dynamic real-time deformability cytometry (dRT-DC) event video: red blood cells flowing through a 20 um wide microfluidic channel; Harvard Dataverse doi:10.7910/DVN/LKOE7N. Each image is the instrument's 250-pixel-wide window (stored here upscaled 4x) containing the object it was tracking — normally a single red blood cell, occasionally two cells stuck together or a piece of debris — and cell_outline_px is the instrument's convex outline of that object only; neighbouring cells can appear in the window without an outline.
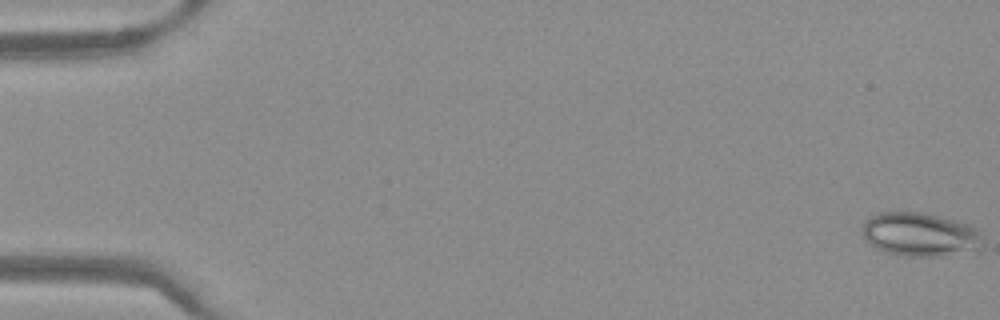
{"species": "Egyptian fruit bat (a non-hibernating species)", "species_latin": "Rousettus aegyptiacus", "temperature_condition": "warm", "stored_images_in_passage": 51, "camera_frame_rate_fps": 3000, "um_per_image_px": 0.085, "frame": {"image": 1, "passage_image": 1, "time_ms": 0.0, "image_size_px": [1000, 320], "cell_outline_px": [[984, 248], [980, 252], [940, 256], [904, 256], [888, 252], [876, 248], [864, 236], [860, 228], [872, 216], [880, 212], [924, 212], [956, 220], [968, 224], [976, 228], [980, 232], [984, 244]], "centroid_in_image_um": [78.32, 19.95], "position_along_channel_um": 6.7, "area_um2": 31.15}}
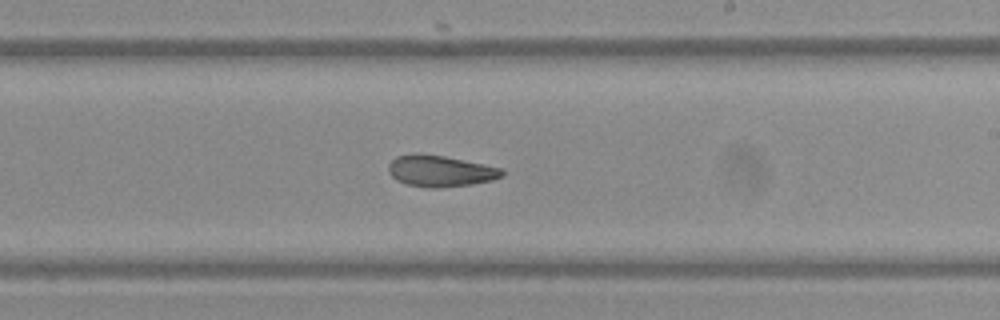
{"frame": {"image": 2, "passage_image": 31, "time_ms": 10.0, "image_size_px": [1000, 320], "cell_outline_px": [[504, 176], [492, 180], [472, 184], [432, 188], [428, 188], [408, 184], [396, 180], [388, 172], [388, 164], [396, 156], [416, 152], [444, 156], [504, 168]], "centroid_in_image_um": [37.42, 14.52], "position_along_channel_um": 251.6, "area_um2": 20.87}}
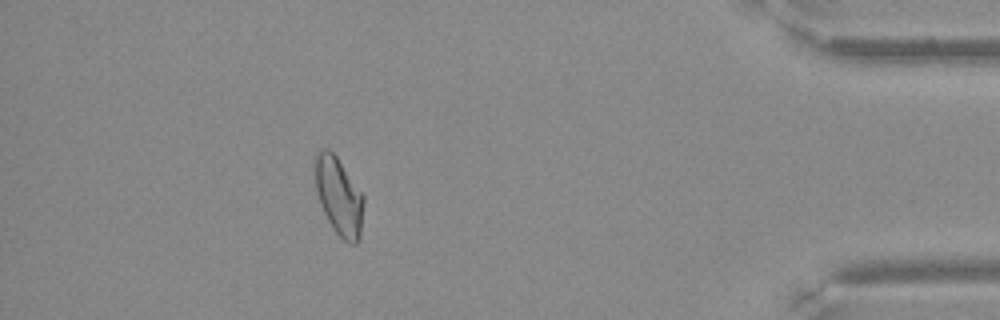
{"frame": {"image": 3, "passage_image": 46, "time_ms": 15.0, "image_size_px": [1000, 320], "cell_outline_px": [[364, 204], [360, 240], [356, 244], [348, 244], [336, 232], [328, 220], [320, 204], [316, 192], [312, 160], [316, 152], [324, 148], [328, 148], [336, 156], [364, 196]], "centroid_in_image_um": [28.77, 16.66], "position_along_channel_um": 406.4, "area_um2": 22.43}}